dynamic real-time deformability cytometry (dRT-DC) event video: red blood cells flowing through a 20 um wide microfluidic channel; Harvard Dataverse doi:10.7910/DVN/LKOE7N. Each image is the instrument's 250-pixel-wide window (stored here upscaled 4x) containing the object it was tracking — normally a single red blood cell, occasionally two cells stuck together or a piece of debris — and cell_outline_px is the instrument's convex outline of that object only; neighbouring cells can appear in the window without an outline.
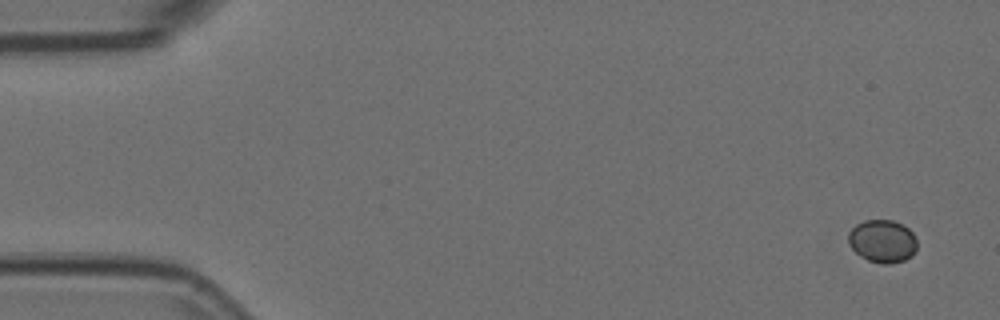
{"species": "Egyptian fruit bat (a non-hibernating species)", "species_latin": "Rousettus aegyptiacus", "temperature_condition": "room temperature", "stored_images_in_passage": 6, "camera_frame_rate_fps": 3000, "um_per_image_px": 0.085, "animal": {"sex": "female"}, "frame": {"image": 1, "passage_image": 1, "time_ms": 0.0, "image_size_px": [1000, 320], "cell_outline_px": [[916, 252], [904, 260], [888, 264], [884, 264], [868, 260], [860, 256], [848, 244], [848, 232], [856, 224], [864, 220], [892, 220], [908, 228], [912, 232], [916, 240]], "centroid_in_image_um": [74.99, 20.49], "position_along_channel_um": 10.0, "area_um2": 17.11}}